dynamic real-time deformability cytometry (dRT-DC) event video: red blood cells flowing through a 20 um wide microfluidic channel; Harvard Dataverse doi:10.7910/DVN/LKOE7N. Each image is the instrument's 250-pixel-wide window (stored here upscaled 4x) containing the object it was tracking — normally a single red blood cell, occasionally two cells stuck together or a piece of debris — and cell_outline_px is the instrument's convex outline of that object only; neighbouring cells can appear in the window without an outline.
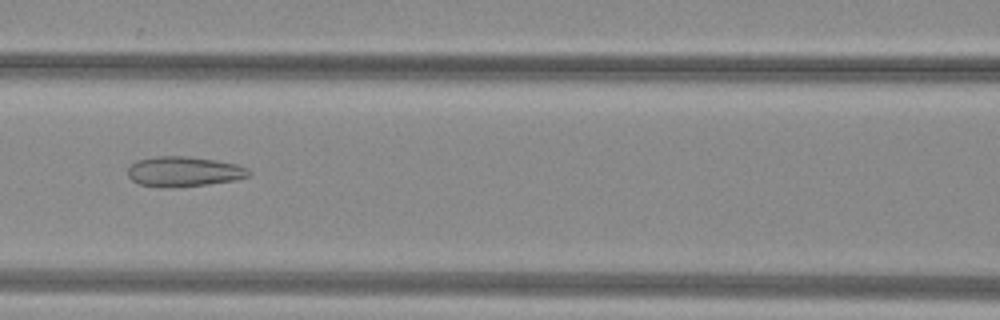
{"species": "common noctule bat (a hibernating species)", "species_latin": "Nyctalus noctula", "temperature_condition": "warm", "stored_images_in_passage": 44, "camera_frame_rate_fps": 3000, "um_per_image_px": 0.085, "animal": {"sex": "female", "body_mass_g": 29.2, "forearm_length_mm": 56.3}, "frame": {"image": 1, "passage_image": 16, "time_ms": 5.0, "image_size_px": [1000, 320], "cell_outline_px": [[252, 172], [248, 176], [236, 180], [208, 184], [160, 188], [140, 184], [132, 180], [128, 176], [128, 168], [136, 160], [156, 156], [188, 156], [216, 160], [236, 164], [248, 168]], "centroid_in_image_um": [15.63, 14.58], "position_along_channel_um": 151.0, "area_um2": 21.27}}
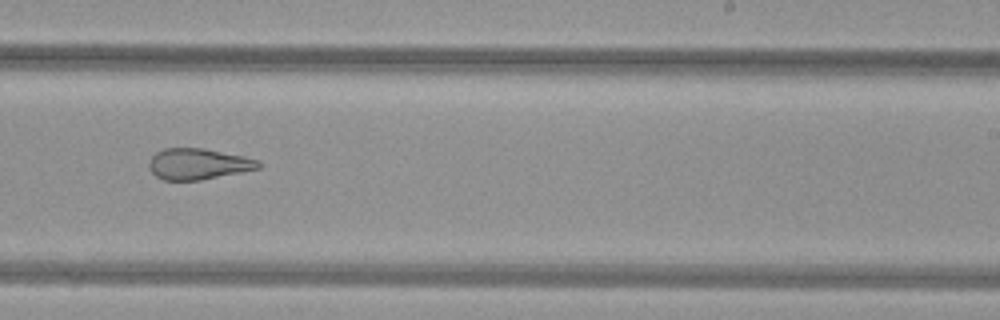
{"frame": {"image": 2, "passage_image": 25, "time_ms": 8.0, "image_size_px": [1000, 320], "cell_outline_px": [[260, 168], [200, 180], [164, 180], [156, 176], [152, 172], [148, 164], [152, 156], [156, 152], [164, 148], [204, 148], [244, 156], [260, 160]], "centroid_in_image_um": [16.84, 13.93], "position_along_channel_um": 272.2, "area_um2": 19.71}}
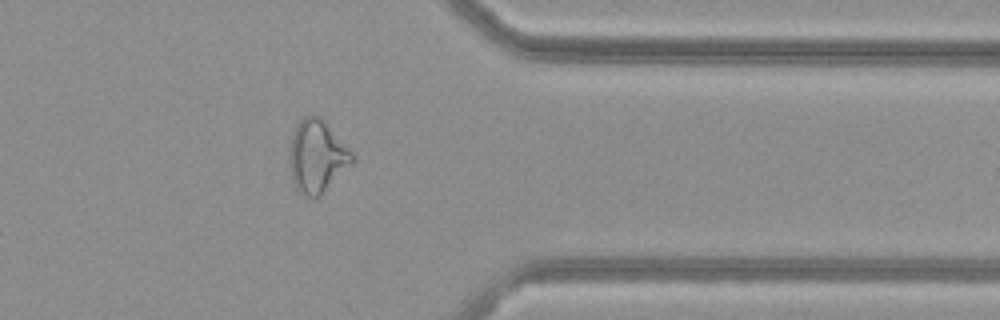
{"frame": {"image": 3, "passage_image": 34, "time_ms": 11.0, "image_size_px": [1000, 320], "cell_outline_px": [[356, 160], [320, 196], [308, 196], [300, 192], [296, 188], [292, 180], [288, 164], [288, 152], [292, 132], [300, 120], [304, 116], [312, 112], [320, 116], [356, 156]], "centroid_in_image_um": [26.93, 13.25], "position_along_channel_um": 384.5, "area_um2": 26.93}, "authors_computed_cell_mechanics": {"area_um2": 25.9522, "velocity_mm_per_s": 4.0554, "shape_relaxation_time_tau1_ms": null, "shape_relaxation_time_tau2_ms": 2.1268, "deformation_change_tau1": null, "deformation_change_tau2": 0.1158}}